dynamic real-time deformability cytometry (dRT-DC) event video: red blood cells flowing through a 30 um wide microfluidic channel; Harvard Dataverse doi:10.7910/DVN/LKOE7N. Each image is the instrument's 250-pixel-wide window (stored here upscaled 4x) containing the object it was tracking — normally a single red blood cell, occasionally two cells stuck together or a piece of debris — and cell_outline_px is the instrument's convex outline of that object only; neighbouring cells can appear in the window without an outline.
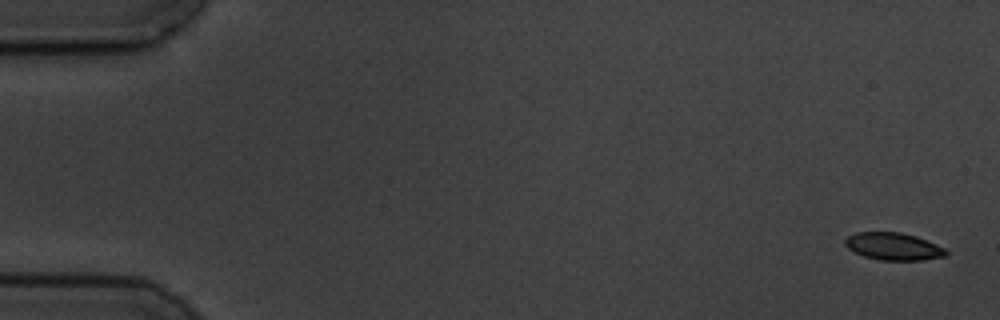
{"species": "common noctule bat (a hibernating species)", "species_latin": "Nyctalus noctula", "temperature_condition": "cold", "stored_images_in_passage": 6, "camera_frame_rate_fps": 3000, "um_per_image_px": 0.085, "animal": {"sex": "male", "body_mass_g": 19.5, "forearm_length_mm": 54.6}, "frame": {"image": 1, "passage_image": 1, "time_ms": 0.0, "image_size_px": [1000, 320], "cell_outline_px": [[948, 256], [924, 260], [880, 260], [864, 256], [848, 248], [844, 244], [844, 240], [848, 236], [856, 232], [900, 232], [916, 236], [936, 244], [944, 248], [948, 252]], "centroid_in_image_um": [75.96, 20.94], "position_along_channel_um": 9.0, "area_um2": 16.13}}